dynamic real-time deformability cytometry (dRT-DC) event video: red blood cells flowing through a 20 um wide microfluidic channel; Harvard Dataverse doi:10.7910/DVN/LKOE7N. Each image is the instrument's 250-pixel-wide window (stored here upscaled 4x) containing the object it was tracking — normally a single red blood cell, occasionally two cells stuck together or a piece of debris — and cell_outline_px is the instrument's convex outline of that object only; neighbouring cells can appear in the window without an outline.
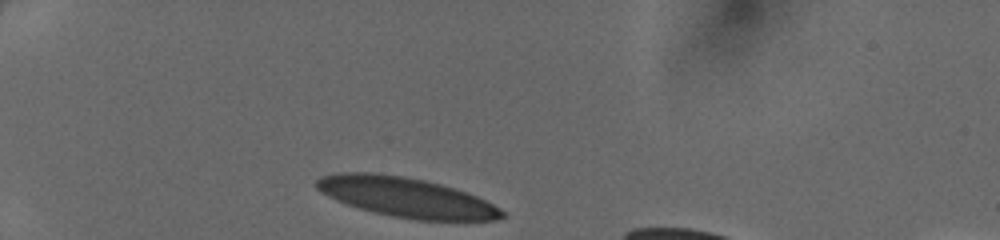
{"species": "human", "species_latin": "Homo sapiens", "temperature_condition": "cold", "stored_images_in_passage": 29, "camera_frame_rate_fps": 3000, "um_per_image_px": 0.085, "donor": {"sex": "female"}, "frame": {"image": 1, "passage_image": 1, "time_ms": 0.0, "image_size_px": [1000, 240], "cell_outline_px": [[504, 216], [496, 220], [416, 220], [392, 216], [360, 208], [336, 200], [320, 192], [312, 184], [316, 180], [324, 176], [344, 172], [368, 172], [404, 176], [424, 180], [440, 184], [476, 196], [500, 208], [504, 212]], "centroid_in_image_um": [34.49, 16.77], "position_along_channel_um": 50.5, "area_um2": 42.43}}
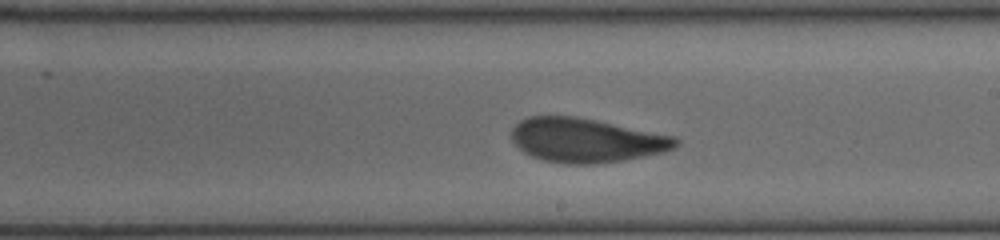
{"frame": {"image": 2, "passage_image": 17, "time_ms": 5.333, "image_size_px": [1000, 240], "cell_outline_px": [[680, 144], [676, 148], [664, 152], [624, 160], [596, 164], [564, 164], [544, 160], [532, 156], [524, 152], [512, 140], [512, 128], [520, 120], [528, 116], [576, 116], [676, 136], [680, 140]], "centroid_in_image_um": [49.86, 11.92], "position_along_channel_um": 239.1, "area_um2": 42.43}}
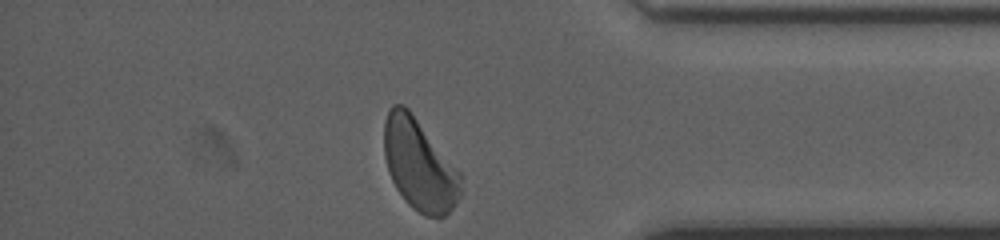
{"frame": {"image": 3, "passage_image": 29, "time_ms": 9.333, "image_size_px": [1000, 240], "cell_outline_px": [[460, 196], [452, 208], [444, 216], [424, 216], [412, 208], [404, 200], [396, 188], [388, 172], [384, 156], [384, 120], [388, 108], [392, 104], [404, 104], [408, 108], [460, 172]], "centroid_in_image_um": [35.6, 13.99], "position_along_channel_um": 399.6, "area_um2": 40.63}}